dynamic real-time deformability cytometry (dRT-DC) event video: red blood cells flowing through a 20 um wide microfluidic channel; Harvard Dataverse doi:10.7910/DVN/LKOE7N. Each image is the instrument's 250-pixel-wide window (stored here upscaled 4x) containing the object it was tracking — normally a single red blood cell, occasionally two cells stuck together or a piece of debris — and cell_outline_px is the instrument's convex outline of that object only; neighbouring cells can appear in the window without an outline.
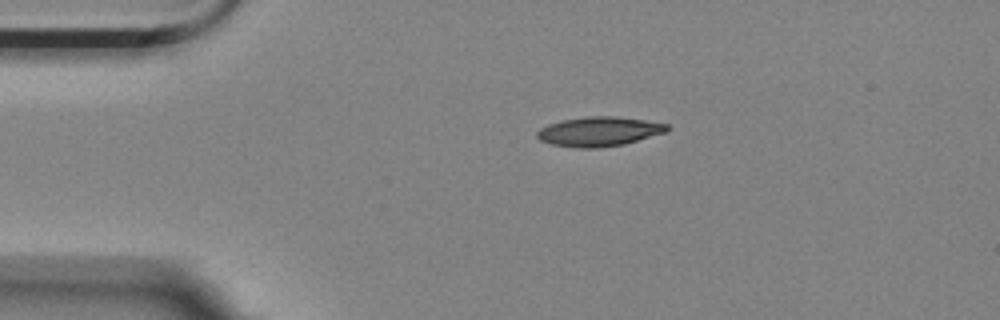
{"species": "Egyptian fruit bat (a non-hibernating species)", "species_latin": "Rousettus aegyptiacus", "temperature_condition": "room temperature", "stored_images_in_passage": 2, "camera_frame_rate_fps": 3000, "um_per_image_px": 0.085, "animal": {"sex": "female"}, "frame": {"image": 1, "passage_image": 1, "time_ms": 0.0, "image_size_px": [1000, 320], "cell_outline_px": [[668, 128], [664, 132], [624, 144], [596, 148], [580, 148], [552, 144], [540, 140], [536, 136], [536, 132], [540, 128], [548, 124], [564, 120], [588, 116], [616, 116], [644, 120], [668, 124]], "centroid_in_image_um": [50.88, 11.17], "position_along_channel_um": 34.1, "area_um2": 22.02}}